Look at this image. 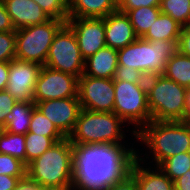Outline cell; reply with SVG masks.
<instances>
[{"mask_svg": "<svg viewBox=\"0 0 190 190\" xmlns=\"http://www.w3.org/2000/svg\"><path fill=\"white\" fill-rule=\"evenodd\" d=\"M130 144L73 145V190H103L122 177L136 154V148Z\"/></svg>", "mask_w": 190, "mask_h": 190, "instance_id": "1", "label": "cell"}, {"mask_svg": "<svg viewBox=\"0 0 190 190\" xmlns=\"http://www.w3.org/2000/svg\"><path fill=\"white\" fill-rule=\"evenodd\" d=\"M74 147L65 138L26 165V176L48 190H73Z\"/></svg>", "mask_w": 190, "mask_h": 190, "instance_id": "2", "label": "cell"}, {"mask_svg": "<svg viewBox=\"0 0 190 190\" xmlns=\"http://www.w3.org/2000/svg\"><path fill=\"white\" fill-rule=\"evenodd\" d=\"M135 141L149 149L152 162L158 166L162 161L180 153L190 152V121H153L144 125Z\"/></svg>", "mask_w": 190, "mask_h": 190, "instance_id": "3", "label": "cell"}, {"mask_svg": "<svg viewBox=\"0 0 190 190\" xmlns=\"http://www.w3.org/2000/svg\"><path fill=\"white\" fill-rule=\"evenodd\" d=\"M122 124L127 126L114 112L81 109L76 126L68 138L72 145L129 146L123 141L127 136Z\"/></svg>", "mask_w": 190, "mask_h": 190, "instance_id": "4", "label": "cell"}, {"mask_svg": "<svg viewBox=\"0 0 190 190\" xmlns=\"http://www.w3.org/2000/svg\"><path fill=\"white\" fill-rule=\"evenodd\" d=\"M178 40L146 41L138 38L118 50V65L135 68L146 77L162 75L166 62L178 51Z\"/></svg>", "mask_w": 190, "mask_h": 190, "instance_id": "5", "label": "cell"}, {"mask_svg": "<svg viewBox=\"0 0 190 190\" xmlns=\"http://www.w3.org/2000/svg\"><path fill=\"white\" fill-rule=\"evenodd\" d=\"M147 103L153 121H186L187 88L162 75L146 78Z\"/></svg>", "mask_w": 190, "mask_h": 190, "instance_id": "6", "label": "cell"}, {"mask_svg": "<svg viewBox=\"0 0 190 190\" xmlns=\"http://www.w3.org/2000/svg\"><path fill=\"white\" fill-rule=\"evenodd\" d=\"M115 103L114 113L119 116L129 128L132 137L151 121V114L147 103V85L134 84L127 81H114Z\"/></svg>", "mask_w": 190, "mask_h": 190, "instance_id": "7", "label": "cell"}, {"mask_svg": "<svg viewBox=\"0 0 190 190\" xmlns=\"http://www.w3.org/2000/svg\"><path fill=\"white\" fill-rule=\"evenodd\" d=\"M65 23L51 18L42 24L17 29L15 58L44 66L54 36Z\"/></svg>", "mask_w": 190, "mask_h": 190, "instance_id": "8", "label": "cell"}, {"mask_svg": "<svg viewBox=\"0 0 190 190\" xmlns=\"http://www.w3.org/2000/svg\"><path fill=\"white\" fill-rule=\"evenodd\" d=\"M84 64L76 36L65 23L54 36L45 66L79 78L84 72Z\"/></svg>", "mask_w": 190, "mask_h": 190, "instance_id": "9", "label": "cell"}, {"mask_svg": "<svg viewBox=\"0 0 190 190\" xmlns=\"http://www.w3.org/2000/svg\"><path fill=\"white\" fill-rule=\"evenodd\" d=\"M78 98L82 109L94 112H114L113 79L81 75L78 78Z\"/></svg>", "mask_w": 190, "mask_h": 190, "instance_id": "10", "label": "cell"}, {"mask_svg": "<svg viewBox=\"0 0 190 190\" xmlns=\"http://www.w3.org/2000/svg\"><path fill=\"white\" fill-rule=\"evenodd\" d=\"M78 97V77L42 66L33 94L34 102Z\"/></svg>", "mask_w": 190, "mask_h": 190, "instance_id": "11", "label": "cell"}, {"mask_svg": "<svg viewBox=\"0 0 190 190\" xmlns=\"http://www.w3.org/2000/svg\"><path fill=\"white\" fill-rule=\"evenodd\" d=\"M42 65L14 58L9 62L6 91L18 102L34 103L33 94Z\"/></svg>", "mask_w": 190, "mask_h": 190, "instance_id": "12", "label": "cell"}, {"mask_svg": "<svg viewBox=\"0 0 190 190\" xmlns=\"http://www.w3.org/2000/svg\"><path fill=\"white\" fill-rule=\"evenodd\" d=\"M66 24L73 30L84 60L106 47L104 18L69 17Z\"/></svg>", "mask_w": 190, "mask_h": 190, "instance_id": "13", "label": "cell"}, {"mask_svg": "<svg viewBox=\"0 0 190 190\" xmlns=\"http://www.w3.org/2000/svg\"><path fill=\"white\" fill-rule=\"evenodd\" d=\"M36 108L68 138L75 126L81 105L78 97L34 102Z\"/></svg>", "mask_w": 190, "mask_h": 190, "instance_id": "14", "label": "cell"}, {"mask_svg": "<svg viewBox=\"0 0 190 190\" xmlns=\"http://www.w3.org/2000/svg\"><path fill=\"white\" fill-rule=\"evenodd\" d=\"M136 154L131 161L129 171L136 177L139 190H175L174 182L157 166H145V158L150 156L139 152L136 149ZM146 155L144 158L140 155ZM143 163V164H142ZM142 164V165H141Z\"/></svg>", "mask_w": 190, "mask_h": 190, "instance_id": "15", "label": "cell"}, {"mask_svg": "<svg viewBox=\"0 0 190 190\" xmlns=\"http://www.w3.org/2000/svg\"><path fill=\"white\" fill-rule=\"evenodd\" d=\"M104 21L107 47L119 50L138 39L126 13L117 10L104 17Z\"/></svg>", "mask_w": 190, "mask_h": 190, "instance_id": "16", "label": "cell"}, {"mask_svg": "<svg viewBox=\"0 0 190 190\" xmlns=\"http://www.w3.org/2000/svg\"><path fill=\"white\" fill-rule=\"evenodd\" d=\"M3 2L15 30L42 24L51 19L33 0H3Z\"/></svg>", "mask_w": 190, "mask_h": 190, "instance_id": "17", "label": "cell"}, {"mask_svg": "<svg viewBox=\"0 0 190 190\" xmlns=\"http://www.w3.org/2000/svg\"><path fill=\"white\" fill-rule=\"evenodd\" d=\"M118 50L104 47L85 59L83 75L113 79L118 66Z\"/></svg>", "mask_w": 190, "mask_h": 190, "instance_id": "18", "label": "cell"}, {"mask_svg": "<svg viewBox=\"0 0 190 190\" xmlns=\"http://www.w3.org/2000/svg\"><path fill=\"white\" fill-rule=\"evenodd\" d=\"M118 10V0H68L69 17L104 18Z\"/></svg>", "mask_w": 190, "mask_h": 190, "instance_id": "19", "label": "cell"}, {"mask_svg": "<svg viewBox=\"0 0 190 190\" xmlns=\"http://www.w3.org/2000/svg\"><path fill=\"white\" fill-rule=\"evenodd\" d=\"M182 28L183 26L169 15L160 13L142 39L146 41L178 40Z\"/></svg>", "mask_w": 190, "mask_h": 190, "instance_id": "20", "label": "cell"}, {"mask_svg": "<svg viewBox=\"0 0 190 190\" xmlns=\"http://www.w3.org/2000/svg\"><path fill=\"white\" fill-rule=\"evenodd\" d=\"M35 103L17 102L11 110L4 130L9 133L22 134L28 133Z\"/></svg>", "mask_w": 190, "mask_h": 190, "instance_id": "21", "label": "cell"}, {"mask_svg": "<svg viewBox=\"0 0 190 190\" xmlns=\"http://www.w3.org/2000/svg\"><path fill=\"white\" fill-rule=\"evenodd\" d=\"M163 75L185 88H190V57L177 51L166 62Z\"/></svg>", "mask_w": 190, "mask_h": 190, "instance_id": "22", "label": "cell"}, {"mask_svg": "<svg viewBox=\"0 0 190 190\" xmlns=\"http://www.w3.org/2000/svg\"><path fill=\"white\" fill-rule=\"evenodd\" d=\"M161 13L160 6L139 7L126 14L138 38H142Z\"/></svg>", "mask_w": 190, "mask_h": 190, "instance_id": "23", "label": "cell"}, {"mask_svg": "<svg viewBox=\"0 0 190 190\" xmlns=\"http://www.w3.org/2000/svg\"><path fill=\"white\" fill-rule=\"evenodd\" d=\"M0 153L13 156L26 165L25 135L9 133L2 129L0 133Z\"/></svg>", "mask_w": 190, "mask_h": 190, "instance_id": "24", "label": "cell"}, {"mask_svg": "<svg viewBox=\"0 0 190 190\" xmlns=\"http://www.w3.org/2000/svg\"><path fill=\"white\" fill-rule=\"evenodd\" d=\"M65 138L66 137H45L30 132L25 134L26 165L32 162L37 157H40L54 144Z\"/></svg>", "mask_w": 190, "mask_h": 190, "instance_id": "25", "label": "cell"}, {"mask_svg": "<svg viewBox=\"0 0 190 190\" xmlns=\"http://www.w3.org/2000/svg\"><path fill=\"white\" fill-rule=\"evenodd\" d=\"M160 10L183 27L190 26V0H161Z\"/></svg>", "mask_w": 190, "mask_h": 190, "instance_id": "26", "label": "cell"}, {"mask_svg": "<svg viewBox=\"0 0 190 190\" xmlns=\"http://www.w3.org/2000/svg\"><path fill=\"white\" fill-rule=\"evenodd\" d=\"M159 167L173 182L190 170V152L180 153L162 161Z\"/></svg>", "mask_w": 190, "mask_h": 190, "instance_id": "27", "label": "cell"}, {"mask_svg": "<svg viewBox=\"0 0 190 190\" xmlns=\"http://www.w3.org/2000/svg\"><path fill=\"white\" fill-rule=\"evenodd\" d=\"M28 132L45 137H65L36 107L32 112Z\"/></svg>", "mask_w": 190, "mask_h": 190, "instance_id": "28", "label": "cell"}, {"mask_svg": "<svg viewBox=\"0 0 190 190\" xmlns=\"http://www.w3.org/2000/svg\"><path fill=\"white\" fill-rule=\"evenodd\" d=\"M36 2L51 18L64 20L69 18L68 0H33Z\"/></svg>", "mask_w": 190, "mask_h": 190, "instance_id": "29", "label": "cell"}, {"mask_svg": "<svg viewBox=\"0 0 190 190\" xmlns=\"http://www.w3.org/2000/svg\"><path fill=\"white\" fill-rule=\"evenodd\" d=\"M12 177H25L26 165L13 156L0 153V175Z\"/></svg>", "mask_w": 190, "mask_h": 190, "instance_id": "30", "label": "cell"}, {"mask_svg": "<svg viewBox=\"0 0 190 190\" xmlns=\"http://www.w3.org/2000/svg\"><path fill=\"white\" fill-rule=\"evenodd\" d=\"M15 31L0 32V62H10L16 54Z\"/></svg>", "mask_w": 190, "mask_h": 190, "instance_id": "31", "label": "cell"}, {"mask_svg": "<svg viewBox=\"0 0 190 190\" xmlns=\"http://www.w3.org/2000/svg\"><path fill=\"white\" fill-rule=\"evenodd\" d=\"M146 76L135 68L118 65L113 81H127L134 84H146Z\"/></svg>", "mask_w": 190, "mask_h": 190, "instance_id": "32", "label": "cell"}, {"mask_svg": "<svg viewBox=\"0 0 190 190\" xmlns=\"http://www.w3.org/2000/svg\"><path fill=\"white\" fill-rule=\"evenodd\" d=\"M17 102L6 90L0 91V127L2 129L5 127L11 110Z\"/></svg>", "mask_w": 190, "mask_h": 190, "instance_id": "33", "label": "cell"}, {"mask_svg": "<svg viewBox=\"0 0 190 190\" xmlns=\"http://www.w3.org/2000/svg\"><path fill=\"white\" fill-rule=\"evenodd\" d=\"M103 190H139L136 177L128 170L117 181L105 187Z\"/></svg>", "mask_w": 190, "mask_h": 190, "instance_id": "34", "label": "cell"}, {"mask_svg": "<svg viewBox=\"0 0 190 190\" xmlns=\"http://www.w3.org/2000/svg\"><path fill=\"white\" fill-rule=\"evenodd\" d=\"M161 0H118V10L127 13L139 7L160 6Z\"/></svg>", "mask_w": 190, "mask_h": 190, "instance_id": "35", "label": "cell"}, {"mask_svg": "<svg viewBox=\"0 0 190 190\" xmlns=\"http://www.w3.org/2000/svg\"><path fill=\"white\" fill-rule=\"evenodd\" d=\"M178 52L190 57V26H184L178 39Z\"/></svg>", "mask_w": 190, "mask_h": 190, "instance_id": "36", "label": "cell"}, {"mask_svg": "<svg viewBox=\"0 0 190 190\" xmlns=\"http://www.w3.org/2000/svg\"><path fill=\"white\" fill-rule=\"evenodd\" d=\"M16 31L10 15L7 13L4 2L0 1V32Z\"/></svg>", "mask_w": 190, "mask_h": 190, "instance_id": "37", "label": "cell"}, {"mask_svg": "<svg viewBox=\"0 0 190 190\" xmlns=\"http://www.w3.org/2000/svg\"><path fill=\"white\" fill-rule=\"evenodd\" d=\"M24 177H12L9 175H0V190H14L20 181Z\"/></svg>", "mask_w": 190, "mask_h": 190, "instance_id": "38", "label": "cell"}, {"mask_svg": "<svg viewBox=\"0 0 190 190\" xmlns=\"http://www.w3.org/2000/svg\"><path fill=\"white\" fill-rule=\"evenodd\" d=\"M14 190H48V189L41 186L39 183L29 179L27 176H25L23 179H20Z\"/></svg>", "mask_w": 190, "mask_h": 190, "instance_id": "39", "label": "cell"}, {"mask_svg": "<svg viewBox=\"0 0 190 190\" xmlns=\"http://www.w3.org/2000/svg\"><path fill=\"white\" fill-rule=\"evenodd\" d=\"M175 190H190V170L174 181Z\"/></svg>", "mask_w": 190, "mask_h": 190, "instance_id": "40", "label": "cell"}, {"mask_svg": "<svg viewBox=\"0 0 190 190\" xmlns=\"http://www.w3.org/2000/svg\"><path fill=\"white\" fill-rule=\"evenodd\" d=\"M9 79V62H0V91L6 90Z\"/></svg>", "mask_w": 190, "mask_h": 190, "instance_id": "41", "label": "cell"}, {"mask_svg": "<svg viewBox=\"0 0 190 190\" xmlns=\"http://www.w3.org/2000/svg\"><path fill=\"white\" fill-rule=\"evenodd\" d=\"M186 121H190V88H187L186 93Z\"/></svg>", "mask_w": 190, "mask_h": 190, "instance_id": "42", "label": "cell"}]
</instances>
